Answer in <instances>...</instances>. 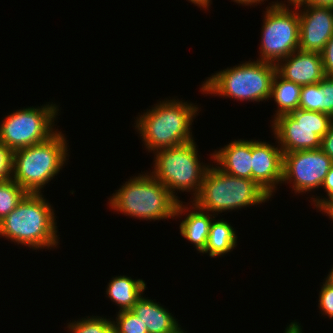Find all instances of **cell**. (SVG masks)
I'll list each match as a JSON object with an SVG mask.
<instances>
[{
    "label": "cell",
    "mask_w": 333,
    "mask_h": 333,
    "mask_svg": "<svg viewBox=\"0 0 333 333\" xmlns=\"http://www.w3.org/2000/svg\"><path fill=\"white\" fill-rule=\"evenodd\" d=\"M320 112L333 118V77L325 76L320 82Z\"/></svg>",
    "instance_id": "25"
},
{
    "label": "cell",
    "mask_w": 333,
    "mask_h": 333,
    "mask_svg": "<svg viewBox=\"0 0 333 333\" xmlns=\"http://www.w3.org/2000/svg\"><path fill=\"white\" fill-rule=\"evenodd\" d=\"M321 149L333 160V122L331 123L328 132L322 137Z\"/></svg>",
    "instance_id": "30"
},
{
    "label": "cell",
    "mask_w": 333,
    "mask_h": 333,
    "mask_svg": "<svg viewBox=\"0 0 333 333\" xmlns=\"http://www.w3.org/2000/svg\"><path fill=\"white\" fill-rule=\"evenodd\" d=\"M277 73L299 85L319 83L326 75L321 53L296 50L276 64Z\"/></svg>",
    "instance_id": "14"
},
{
    "label": "cell",
    "mask_w": 333,
    "mask_h": 333,
    "mask_svg": "<svg viewBox=\"0 0 333 333\" xmlns=\"http://www.w3.org/2000/svg\"><path fill=\"white\" fill-rule=\"evenodd\" d=\"M322 213L326 214V216H329L330 220L333 221V201L330 202L327 206H325L322 210Z\"/></svg>",
    "instance_id": "35"
},
{
    "label": "cell",
    "mask_w": 333,
    "mask_h": 333,
    "mask_svg": "<svg viewBox=\"0 0 333 333\" xmlns=\"http://www.w3.org/2000/svg\"><path fill=\"white\" fill-rule=\"evenodd\" d=\"M269 5L263 14L257 60L276 65L299 49V13L294 4L280 3L277 0Z\"/></svg>",
    "instance_id": "9"
},
{
    "label": "cell",
    "mask_w": 333,
    "mask_h": 333,
    "mask_svg": "<svg viewBox=\"0 0 333 333\" xmlns=\"http://www.w3.org/2000/svg\"><path fill=\"white\" fill-rule=\"evenodd\" d=\"M295 6L299 13V49L321 53L333 35V8Z\"/></svg>",
    "instance_id": "12"
},
{
    "label": "cell",
    "mask_w": 333,
    "mask_h": 333,
    "mask_svg": "<svg viewBox=\"0 0 333 333\" xmlns=\"http://www.w3.org/2000/svg\"><path fill=\"white\" fill-rule=\"evenodd\" d=\"M109 281L105 294L120 308L118 312L131 310L147 288L144 280L126 275L112 277Z\"/></svg>",
    "instance_id": "18"
},
{
    "label": "cell",
    "mask_w": 333,
    "mask_h": 333,
    "mask_svg": "<svg viewBox=\"0 0 333 333\" xmlns=\"http://www.w3.org/2000/svg\"><path fill=\"white\" fill-rule=\"evenodd\" d=\"M283 152L279 145L252 139V180L271 198L282 181Z\"/></svg>",
    "instance_id": "13"
},
{
    "label": "cell",
    "mask_w": 333,
    "mask_h": 333,
    "mask_svg": "<svg viewBox=\"0 0 333 333\" xmlns=\"http://www.w3.org/2000/svg\"><path fill=\"white\" fill-rule=\"evenodd\" d=\"M143 296L144 294L137 300L131 311L143 324H146L148 333H177L182 329L178 319L167 308L155 299Z\"/></svg>",
    "instance_id": "17"
},
{
    "label": "cell",
    "mask_w": 333,
    "mask_h": 333,
    "mask_svg": "<svg viewBox=\"0 0 333 333\" xmlns=\"http://www.w3.org/2000/svg\"><path fill=\"white\" fill-rule=\"evenodd\" d=\"M294 5H307L315 7H331L333 8V0H299Z\"/></svg>",
    "instance_id": "31"
},
{
    "label": "cell",
    "mask_w": 333,
    "mask_h": 333,
    "mask_svg": "<svg viewBox=\"0 0 333 333\" xmlns=\"http://www.w3.org/2000/svg\"><path fill=\"white\" fill-rule=\"evenodd\" d=\"M321 56L325 75L333 77V35L325 44Z\"/></svg>",
    "instance_id": "29"
},
{
    "label": "cell",
    "mask_w": 333,
    "mask_h": 333,
    "mask_svg": "<svg viewBox=\"0 0 333 333\" xmlns=\"http://www.w3.org/2000/svg\"><path fill=\"white\" fill-rule=\"evenodd\" d=\"M210 159L223 172L246 179H252V139H234L210 154Z\"/></svg>",
    "instance_id": "15"
},
{
    "label": "cell",
    "mask_w": 333,
    "mask_h": 333,
    "mask_svg": "<svg viewBox=\"0 0 333 333\" xmlns=\"http://www.w3.org/2000/svg\"><path fill=\"white\" fill-rule=\"evenodd\" d=\"M328 276L326 278H324V280L330 284L331 286H333V267L331 268V270L329 271V273L327 274Z\"/></svg>",
    "instance_id": "36"
},
{
    "label": "cell",
    "mask_w": 333,
    "mask_h": 333,
    "mask_svg": "<svg viewBox=\"0 0 333 333\" xmlns=\"http://www.w3.org/2000/svg\"><path fill=\"white\" fill-rule=\"evenodd\" d=\"M301 324L297 321H292L286 328L284 333H302V328Z\"/></svg>",
    "instance_id": "32"
},
{
    "label": "cell",
    "mask_w": 333,
    "mask_h": 333,
    "mask_svg": "<svg viewBox=\"0 0 333 333\" xmlns=\"http://www.w3.org/2000/svg\"><path fill=\"white\" fill-rule=\"evenodd\" d=\"M237 233L227 220L213 218L207 243L202 254H208L211 258H219L229 254L237 246Z\"/></svg>",
    "instance_id": "19"
},
{
    "label": "cell",
    "mask_w": 333,
    "mask_h": 333,
    "mask_svg": "<svg viewBox=\"0 0 333 333\" xmlns=\"http://www.w3.org/2000/svg\"><path fill=\"white\" fill-rule=\"evenodd\" d=\"M286 1H287V3H289V4H293V3H296V2H298L299 0H285V1H281L280 3H286Z\"/></svg>",
    "instance_id": "37"
},
{
    "label": "cell",
    "mask_w": 333,
    "mask_h": 333,
    "mask_svg": "<svg viewBox=\"0 0 333 333\" xmlns=\"http://www.w3.org/2000/svg\"><path fill=\"white\" fill-rule=\"evenodd\" d=\"M177 333H187L185 330L181 329L180 331H178Z\"/></svg>",
    "instance_id": "38"
},
{
    "label": "cell",
    "mask_w": 333,
    "mask_h": 333,
    "mask_svg": "<svg viewBox=\"0 0 333 333\" xmlns=\"http://www.w3.org/2000/svg\"><path fill=\"white\" fill-rule=\"evenodd\" d=\"M55 210L43 193H27L16 208L0 221V237L30 249H55L57 234Z\"/></svg>",
    "instance_id": "2"
},
{
    "label": "cell",
    "mask_w": 333,
    "mask_h": 333,
    "mask_svg": "<svg viewBox=\"0 0 333 333\" xmlns=\"http://www.w3.org/2000/svg\"><path fill=\"white\" fill-rule=\"evenodd\" d=\"M200 158L194 140L180 146L161 149L154 153V169L150 173L178 201L181 200L176 191L192 192V201L199 195L204 174L210 166L209 163L206 165L204 162L202 163Z\"/></svg>",
    "instance_id": "7"
},
{
    "label": "cell",
    "mask_w": 333,
    "mask_h": 333,
    "mask_svg": "<svg viewBox=\"0 0 333 333\" xmlns=\"http://www.w3.org/2000/svg\"><path fill=\"white\" fill-rule=\"evenodd\" d=\"M112 318L104 316H87L68 322L66 328L70 333H108L112 329Z\"/></svg>",
    "instance_id": "22"
},
{
    "label": "cell",
    "mask_w": 333,
    "mask_h": 333,
    "mask_svg": "<svg viewBox=\"0 0 333 333\" xmlns=\"http://www.w3.org/2000/svg\"><path fill=\"white\" fill-rule=\"evenodd\" d=\"M108 333H116L113 329H111Z\"/></svg>",
    "instance_id": "39"
},
{
    "label": "cell",
    "mask_w": 333,
    "mask_h": 333,
    "mask_svg": "<svg viewBox=\"0 0 333 333\" xmlns=\"http://www.w3.org/2000/svg\"><path fill=\"white\" fill-rule=\"evenodd\" d=\"M318 298L321 314L333 319V286L323 280Z\"/></svg>",
    "instance_id": "26"
},
{
    "label": "cell",
    "mask_w": 333,
    "mask_h": 333,
    "mask_svg": "<svg viewBox=\"0 0 333 333\" xmlns=\"http://www.w3.org/2000/svg\"><path fill=\"white\" fill-rule=\"evenodd\" d=\"M67 142L60 130L45 142L13 151L12 179L27 193L41 194L68 162Z\"/></svg>",
    "instance_id": "4"
},
{
    "label": "cell",
    "mask_w": 333,
    "mask_h": 333,
    "mask_svg": "<svg viewBox=\"0 0 333 333\" xmlns=\"http://www.w3.org/2000/svg\"><path fill=\"white\" fill-rule=\"evenodd\" d=\"M276 142L283 153L321 148L322 137L333 118L322 112L296 109L270 121Z\"/></svg>",
    "instance_id": "10"
},
{
    "label": "cell",
    "mask_w": 333,
    "mask_h": 333,
    "mask_svg": "<svg viewBox=\"0 0 333 333\" xmlns=\"http://www.w3.org/2000/svg\"><path fill=\"white\" fill-rule=\"evenodd\" d=\"M301 89L302 85L285 80L276 72L269 97L278 106L276 113L273 115V120L281 115L290 114L299 108Z\"/></svg>",
    "instance_id": "20"
},
{
    "label": "cell",
    "mask_w": 333,
    "mask_h": 333,
    "mask_svg": "<svg viewBox=\"0 0 333 333\" xmlns=\"http://www.w3.org/2000/svg\"><path fill=\"white\" fill-rule=\"evenodd\" d=\"M59 107L48 102L40 107L13 110L0 123V142L15 151L47 141L58 132L54 126Z\"/></svg>",
    "instance_id": "8"
},
{
    "label": "cell",
    "mask_w": 333,
    "mask_h": 333,
    "mask_svg": "<svg viewBox=\"0 0 333 333\" xmlns=\"http://www.w3.org/2000/svg\"><path fill=\"white\" fill-rule=\"evenodd\" d=\"M165 99L135 119V130L148 153L180 146L194 140L191 128L199 114L198 105L174 97L170 100Z\"/></svg>",
    "instance_id": "1"
},
{
    "label": "cell",
    "mask_w": 333,
    "mask_h": 333,
    "mask_svg": "<svg viewBox=\"0 0 333 333\" xmlns=\"http://www.w3.org/2000/svg\"><path fill=\"white\" fill-rule=\"evenodd\" d=\"M113 193L109 208L139 220L176 219L178 200L148 171L132 176Z\"/></svg>",
    "instance_id": "3"
},
{
    "label": "cell",
    "mask_w": 333,
    "mask_h": 333,
    "mask_svg": "<svg viewBox=\"0 0 333 333\" xmlns=\"http://www.w3.org/2000/svg\"><path fill=\"white\" fill-rule=\"evenodd\" d=\"M13 151L0 142V181L12 178Z\"/></svg>",
    "instance_id": "28"
},
{
    "label": "cell",
    "mask_w": 333,
    "mask_h": 333,
    "mask_svg": "<svg viewBox=\"0 0 333 333\" xmlns=\"http://www.w3.org/2000/svg\"><path fill=\"white\" fill-rule=\"evenodd\" d=\"M26 194L12 178L0 181V221L16 208Z\"/></svg>",
    "instance_id": "21"
},
{
    "label": "cell",
    "mask_w": 333,
    "mask_h": 333,
    "mask_svg": "<svg viewBox=\"0 0 333 333\" xmlns=\"http://www.w3.org/2000/svg\"><path fill=\"white\" fill-rule=\"evenodd\" d=\"M332 165L333 160L321 148L283 153L281 184H291L295 194L315 192Z\"/></svg>",
    "instance_id": "11"
},
{
    "label": "cell",
    "mask_w": 333,
    "mask_h": 333,
    "mask_svg": "<svg viewBox=\"0 0 333 333\" xmlns=\"http://www.w3.org/2000/svg\"><path fill=\"white\" fill-rule=\"evenodd\" d=\"M321 188L325 189L324 192H326V197L317 196L315 198V195H312V197L310 196V200H312L311 202L314 204V207H316V209L319 211H321L325 206H327L330 202L333 201V165L325 176Z\"/></svg>",
    "instance_id": "27"
},
{
    "label": "cell",
    "mask_w": 333,
    "mask_h": 333,
    "mask_svg": "<svg viewBox=\"0 0 333 333\" xmlns=\"http://www.w3.org/2000/svg\"><path fill=\"white\" fill-rule=\"evenodd\" d=\"M241 63L207 77L199 88L202 94L218 95L242 102L268 101L277 72L276 65L260 60Z\"/></svg>",
    "instance_id": "5"
},
{
    "label": "cell",
    "mask_w": 333,
    "mask_h": 333,
    "mask_svg": "<svg viewBox=\"0 0 333 333\" xmlns=\"http://www.w3.org/2000/svg\"><path fill=\"white\" fill-rule=\"evenodd\" d=\"M190 202L189 206L188 203H186L187 205L183 204L185 203L183 201L178 202L175 218H182L180 216L184 213L185 218L180 221L179 226L180 234L187 239V241L191 242L195 249L201 254L207 243L210 224L213 218L217 216L200 209L194 202Z\"/></svg>",
    "instance_id": "16"
},
{
    "label": "cell",
    "mask_w": 333,
    "mask_h": 333,
    "mask_svg": "<svg viewBox=\"0 0 333 333\" xmlns=\"http://www.w3.org/2000/svg\"><path fill=\"white\" fill-rule=\"evenodd\" d=\"M112 321V329L116 333H148L146 324L131 310L116 312Z\"/></svg>",
    "instance_id": "23"
},
{
    "label": "cell",
    "mask_w": 333,
    "mask_h": 333,
    "mask_svg": "<svg viewBox=\"0 0 333 333\" xmlns=\"http://www.w3.org/2000/svg\"><path fill=\"white\" fill-rule=\"evenodd\" d=\"M299 108L320 112V84L303 85L300 94Z\"/></svg>",
    "instance_id": "24"
},
{
    "label": "cell",
    "mask_w": 333,
    "mask_h": 333,
    "mask_svg": "<svg viewBox=\"0 0 333 333\" xmlns=\"http://www.w3.org/2000/svg\"><path fill=\"white\" fill-rule=\"evenodd\" d=\"M269 199L271 197L252 179L229 175L212 162L204 174L200 193L192 202L216 216L259 205Z\"/></svg>",
    "instance_id": "6"
},
{
    "label": "cell",
    "mask_w": 333,
    "mask_h": 333,
    "mask_svg": "<svg viewBox=\"0 0 333 333\" xmlns=\"http://www.w3.org/2000/svg\"><path fill=\"white\" fill-rule=\"evenodd\" d=\"M188 1L194 4L195 6L200 7V9L202 8L205 11L206 9L209 10V6H211L212 3V0H188Z\"/></svg>",
    "instance_id": "34"
},
{
    "label": "cell",
    "mask_w": 333,
    "mask_h": 333,
    "mask_svg": "<svg viewBox=\"0 0 333 333\" xmlns=\"http://www.w3.org/2000/svg\"><path fill=\"white\" fill-rule=\"evenodd\" d=\"M231 1H233V2H235V3H237V4H239V5H243V6H252V7H254V6H256L257 4L259 5H261L262 4V2H263V4H264V1H267V0H231Z\"/></svg>",
    "instance_id": "33"
}]
</instances>
